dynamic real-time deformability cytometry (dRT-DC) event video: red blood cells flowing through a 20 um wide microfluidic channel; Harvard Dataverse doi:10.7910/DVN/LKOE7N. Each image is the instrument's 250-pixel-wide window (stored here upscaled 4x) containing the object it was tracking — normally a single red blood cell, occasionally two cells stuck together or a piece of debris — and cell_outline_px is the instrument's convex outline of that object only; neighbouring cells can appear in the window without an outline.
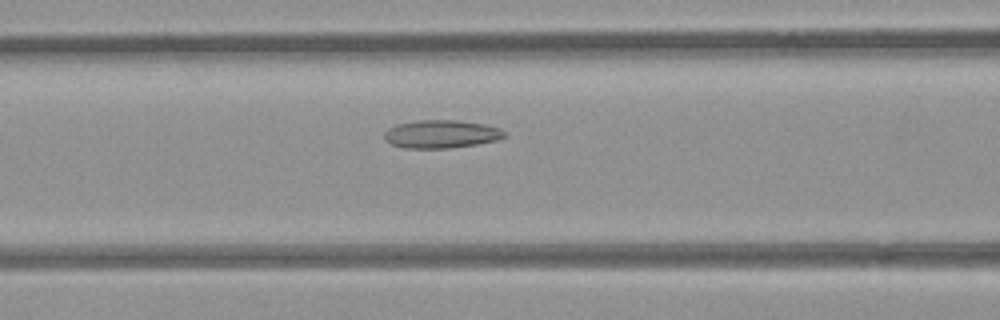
{"species": "common noctule bat (a hibernating species)", "species_latin": "Nyctalus noctula", "temperature_condition": "room temperature", "stored_images_in_passage": 53, "camera_frame_rate_fps": 3000, "um_per_image_px": 0.085, "animal": {"sex": "female", "body_mass_g": 21.9}, "frame": {"image": 1, "passage_image": 21, "time_ms": 6.667, "image_size_px": [1000, 320], "cell_outline_px": [[508, 136], [496, 140], [476, 144], [448, 148], [404, 148], [392, 144], [384, 140], [384, 132], [388, 128], [396, 124], [416, 120], [456, 120], [484, 124], [500, 128], [508, 132]], "centroid_in_image_um": [37.51, 11.39], "position_along_channel_um": 129.1, "area_um2": 19.83}}
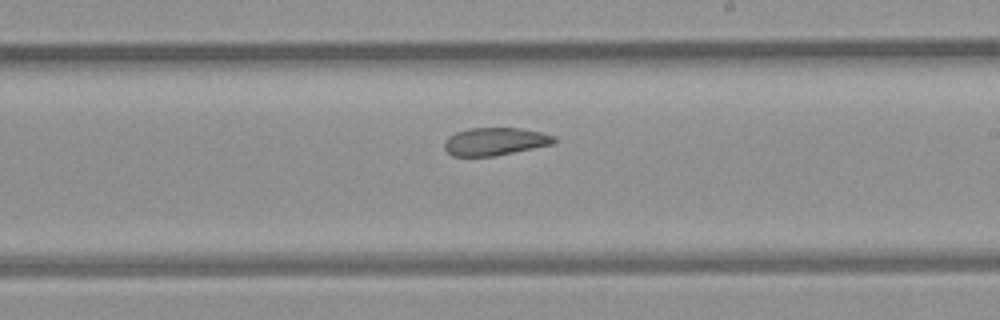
{"frame": {"image": 2, "passage_image": 30, "time_ms": 9.667, "image_size_px": [1000, 320], "cell_outline_px": [[556, 140], [552, 144], [492, 156], [452, 156], [444, 148], [444, 140], [448, 136], [456, 132], [468, 128], [520, 128], [540, 132], [556, 136]], "centroid_in_image_um": [42.03, 12.01], "position_along_channel_um": 247.0, "area_um2": 17.63}}
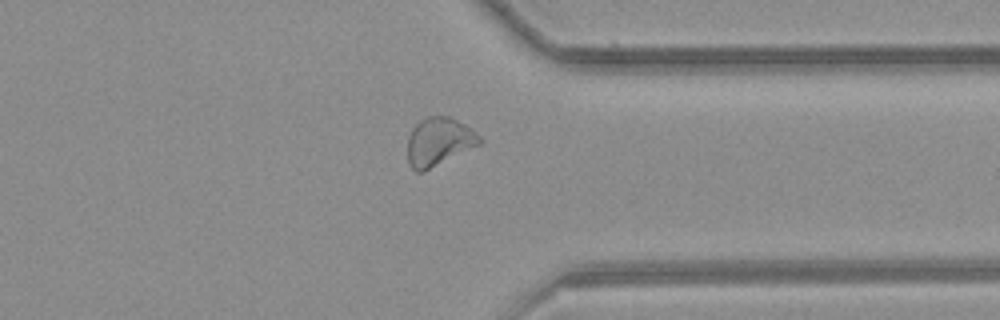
{"frame": {"image": 3, "passage_image": 40, "time_ms": 13.0, "image_size_px": [1000, 320], "cell_outline_px": [[484, 140], [480, 144], [420, 172], [416, 172], [408, 164], [408, 136], [412, 128], [420, 120], [428, 116], [448, 116], [464, 124], [480, 136]], "centroid_in_image_um": [37.28, 12.02], "position_along_channel_um": 374.1, "area_um2": 19.83}}